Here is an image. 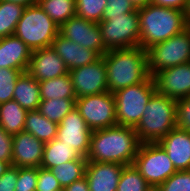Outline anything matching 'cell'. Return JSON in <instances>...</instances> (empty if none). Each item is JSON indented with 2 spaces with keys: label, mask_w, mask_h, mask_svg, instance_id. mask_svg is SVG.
Here are the masks:
<instances>
[{
  "label": "cell",
  "mask_w": 190,
  "mask_h": 191,
  "mask_svg": "<svg viewBox=\"0 0 190 191\" xmlns=\"http://www.w3.org/2000/svg\"><path fill=\"white\" fill-rule=\"evenodd\" d=\"M141 142L134 128L114 125L92 131L87 161L132 165Z\"/></svg>",
  "instance_id": "1"
},
{
  "label": "cell",
  "mask_w": 190,
  "mask_h": 191,
  "mask_svg": "<svg viewBox=\"0 0 190 191\" xmlns=\"http://www.w3.org/2000/svg\"><path fill=\"white\" fill-rule=\"evenodd\" d=\"M102 57L107 70L108 91L111 93L150 77L147 50L140 46L108 50Z\"/></svg>",
  "instance_id": "2"
},
{
  "label": "cell",
  "mask_w": 190,
  "mask_h": 191,
  "mask_svg": "<svg viewBox=\"0 0 190 191\" xmlns=\"http://www.w3.org/2000/svg\"><path fill=\"white\" fill-rule=\"evenodd\" d=\"M139 16V46L147 50L154 44L166 41L188 26L185 11L148 4L137 8Z\"/></svg>",
  "instance_id": "3"
},
{
  "label": "cell",
  "mask_w": 190,
  "mask_h": 191,
  "mask_svg": "<svg viewBox=\"0 0 190 191\" xmlns=\"http://www.w3.org/2000/svg\"><path fill=\"white\" fill-rule=\"evenodd\" d=\"M176 127V100L155 92L134 128L141 143H156Z\"/></svg>",
  "instance_id": "4"
},
{
  "label": "cell",
  "mask_w": 190,
  "mask_h": 191,
  "mask_svg": "<svg viewBox=\"0 0 190 191\" xmlns=\"http://www.w3.org/2000/svg\"><path fill=\"white\" fill-rule=\"evenodd\" d=\"M58 34L59 27L38 3L24 9L14 33L31 51L51 47Z\"/></svg>",
  "instance_id": "5"
},
{
  "label": "cell",
  "mask_w": 190,
  "mask_h": 191,
  "mask_svg": "<svg viewBox=\"0 0 190 191\" xmlns=\"http://www.w3.org/2000/svg\"><path fill=\"white\" fill-rule=\"evenodd\" d=\"M155 92L156 87L151 76L144 82L114 92L117 124L135 128Z\"/></svg>",
  "instance_id": "6"
},
{
  "label": "cell",
  "mask_w": 190,
  "mask_h": 191,
  "mask_svg": "<svg viewBox=\"0 0 190 191\" xmlns=\"http://www.w3.org/2000/svg\"><path fill=\"white\" fill-rule=\"evenodd\" d=\"M148 70L156 72L190 62V27L147 49Z\"/></svg>",
  "instance_id": "7"
},
{
  "label": "cell",
  "mask_w": 190,
  "mask_h": 191,
  "mask_svg": "<svg viewBox=\"0 0 190 191\" xmlns=\"http://www.w3.org/2000/svg\"><path fill=\"white\" fill-rule=\"evenodd\" d=\"M133 165L149 186H160L177 172L167 152L158 143H141Z\"/></svg>",
  "instance_id": "8"
},
{
  "label": "cell",
  "mask_w": 190,
  "mask_h": 191,
  "mask_svg": "<svg viewBox=\"0 0 190 191\" xmlns=\"http://www.w3.org/2000/svg\"><path fill=\"white\" fill-rule=\"evenodd\" d=\"M102 42L107 50L139 46L140 30L137 8L123 15L112 16L98 23Z\"/></svg>",
  "instance_id": "9"
},
{
  "label": "cell",
  "mask_w": 190,
  "mask_h": 191,
  "mask_svg": "<svg viewBox=\"0 0 190 191\" xmlns=\"http://www.w3.org/2000/svg\"><path fill=\"white\" fill-rule=\"evenodd\" d=\"M76 108L92 131L117 125L115 97L109 91L77 98Z\"/></svg>",
  "instance_id": "10"
},
{
  "label": "cell",
  "mask_w": 190,
  "mask_h": 191,
  "mask_svg": "<svg viewBox=\"0 0 190 191\" xmlns=\"http://www.w3.org/2000/svg\"><path fill=\"white\" fill-rule=\"evenodd\" d=\"M59 34L83 48L96 51L101 57L108 52L102 42L100 26L96 22L74 16L59 27Z\"/></svg>",
  "instance_id": "11"
},
{
  "label": "cell",
  "mask_w": 190,
  "mask_h": 191,
  "mask_svg": "<svg viewBox=\"0 0 190 191\" xmlns=\"http://www.w3.org/2000/svg\"><path fill=\"white\" fill-rule=\"evenodd\" d=\"M77 98L108 91L107 70L101 57L96 62L69 71Z\"/></svg>",
  "instance_id": "12"
},
{
  "label": "cell",
  "mask_w": 190,
  "mask_h": 191,
  "mask_svg": "<svg viewBox=\"0 0 190 191\" xmlns=\"http://www.w3.org/2000/svg\"><path fill=\"white\" fill-rule=\"evenodd\" d=\"M92 130L75 107L58 124L57 138L72 146L82 157H87Z\"/></svg>",
  "instance_id": "13"
},
{
  "label": "cell",
  "mask_w": 190,
  "mask_h": 191,
  "mask_svg": "<svg viewBox=\"0 0 190 191\" xmlns=\"http://www.w3.org/2000/svg\"><path fill=\"white\" fill-rule=\"evenodd\" d=\"M152 77L157 93L175 100L190 96V62L156 72Z\"/></svg>",
  "instance_id": "14"
},
{
  "label": "cell",
  "mask_w": 190,
  "mask_h": 191,
  "mask_svg": "<svg viewBox=\"0 0 190 191\" xmlns=\"http://www.w3.org/2000/svg\"><path fill=\"white\" fill-rule=\"evenodd\" d=\"M44 143L25 131L12 136L11 166L39 168L43 159Z\"/></svg>",
  "instance_id": "15"
},
{
  "label": "cell",
  "mask_w": 190,
  "mask_h": 191,
  "mask_svg": "<svg viewBox=\"0 0 190 191\" xmlns=\"http://www.w3.org/2000/svg\"><path fill=\"white\" fill-rule=\"evenodd\" d=\"M27 72L40 82L68 74L69 70L51 46L31 52Z\"/></svg>",
  "instance_id": "16"
},
{
  "label": "cell",
  "mask_w": 190,
  "mask_h": 191,
  "mask_svg": "<svg viewBox=\"0 0 190 191\" xmlns=\"http://www.w3.org/2000/svg\"><path fill=\"white\" fill-rule=\"evenodd\" d=\"M123 168L119 163L87 161L85 177L89 191H117Z\"/></svg>",
  "instance_id": "17"
},
{
  "label": "cell",
  "mask_w": 190,
  "mask_h": 191,
  "mask_svg": "<svg viewBox=\"0 0 190 191\" xmlns=\"http://www.w3.org/2000/svg\"><path fill=\"white\" fill-rule=\"evenodd\" d=\"M177 171L190 170V132L177 126L158 142Z\"/></svg>",
  "instance_id": "18"
},
{
  "label": "cell",
  "mask_w": 190,
  "mask_h": 191,
  "mask_svg": "<svg viewBox=\"0 0 190 191\" xmlns=\"http://www.w3.org/2000/svg\"><path fill=\"white\" fill-rule=\"evenodd\" d=\"M52 48L63 60L69 71L80 66L92 64L101 58L96 51L83 48L60 34L55 37Z\"/></svg>",
  "instance_id": "19"
},
{
  "label": "cell",
  "mask_w": 190,
  "mask_h": 191,
  "mask_svg": "<svg viewBox=\"0 0 190 191\" xmlns=\"http://www.w3.org/2000/svg\"><path fill=\"white\" fill-rule=\"evenodd\" d=\"M31 52L27 45L15 35L0 38V68L26 72Z\"/></svg>",
  "instance_id": "20"
},
{
  "label": "cell",
  "mask_w": 190,
  "mask_h": 191,
  "mask_svg": "<svg viewBox=\"0 0 190 191\" xmlns=\"http://www.w3.org/2000/svg\"><path fill=\"white\" fill-rule=\"evenodd\" d=\"M13 100L27 111L38 110L41 102L39 82L27 71L16 80Z\"/></svg>",
  "instance_id": "21"
},
{
  "label": "cell",
  "mask_w": 190,
  "mask_h": 191,
  "mask_svg": "<svg viewBox=\"0 0 190 191\" xmlns=\"http://www.w3.org/2000/svg\"><path fill=\"white\" fill-rule=\"evenodd\" d=\"M81 157L72 146L64 144L63 141L55 137L44 144L43 159L40 167L50 169L68 161L78 160Z\"/></svg>",
  "instance_id": "22"
},
{
  "label": "cell",
  "mask_w": 190,
  "mask_h": 191,
  "mask_svg": "<svg viewBox=\"0 0 190 191\" xmlns=\"http://www.w3.org/2000/svg\"><path fill=\"white\" fill-rule=\"evenodd\" d=\"M23 131L31 133L45 144L57 137L58 124L47 119L38 110H32L26 114Z\"/></svg>",
  "instance_id": "23"
},
{
  "label": "cell",
  "mask_w": 190,
  "mask_h": 191,
  "mask_svg": "<svg viewBox=\"0 0 190 191\" xmlns=\"http://www.w3.org/2000/svg\"><path fill=\"white\" fill-rule=\"evenodd\" d=\"M27 110L15 100L0 104V127L11 136L24 130Z\"/></svg>",
  "instance_id": "24"
},
{
  "label": "cell",
  "mask_w": 190,
  "mask_h": 191,
  "mask_svg": "<svg viewBox=\"0 0 190 191\" xmlns=\"http://www.w3.org/2000/svg\"><path fill=\"white\" fill-rule=\"evenodd\" d=\"M41 101L50 99H77L69 73L39 82Z\"/></svg>",
  "instance_id": "25"
},
{
  "label": "cell",
  "mask_w": 190,
  "mask_h": 191,
  "mask_svg": "<svg viewBox=\"0 0 190 191\" xmlns=\"http://www.w3.org/2000/svg\"><path fill=\"white\" fill-rule=\"evenodd\" d=\"M38 5L58 27L76 16V0H38Z\"/></svg>",
  "instance_id": "26"
},
{
  "label": "cell",
  "mask_w": 190,
  "mask_h": 191,
  "mask_svg": "<svg viewBox=\"0 0 190 191\" xmlns=\"http://www.w3.org/2000/svg\"><path fill=\"white\" fill-rule=\"evenodd\" d=\"M86 164L87 159L85 157H81L78 160H72L57 165L50 168V170L59 181L61 187L64 189L74 181H77L85 176Z\"/></svg>",
  "instance_id": "27"
},
{
  "label": "cell",
  "mask_w": 190,
  "mask_h": 191,
  "mask_svg": "<svg viewBox=\"0 0 190 191\" xmlns=\"http://www.w3.org/2000/svg\"><path fill=\"white\" fill-rule=\"evenodd\" d=\"M25 7L0 0V38L14 35Z\"/></svg>",
  "instance_id": "28"
},
{
  "label": "cell",
  "mask_w": 190,
  "mask_h": 191,
  "mask_svg": "<svg viewBox=\"0 0 190 191\" xmlns=\"http://www.w3.org/2000/svg\"><path fill=\"white\" fill-rule=\"evenodd\" d=\"M76 107V99H50L41 101L38 111L50 121L59 124Z\"/></svg>",
  "instance_id": "29"
},
{
  "label": "cell",
  "mask_w": 190,
  "mask_h": 191,
  "mask_svg": "<svg viewBox=\"0 0 190 191\" xmlns=\"http://www.w3.org/2000/svg\"><path fill=\"white\" fill-rule=\"evenodd\" d=\"M148 187V183L133 164L124 166L117 191H145Z\"/></svg>",
  "instance_id": "30"
},
{
  "label": "cell",
  "mask_w": 190,
  "mask_h": 191,
  "mask_svg": "<svg viewBox=\"0 0 190 191\" xmlns=\"http://www.w3.org/2000/svg\"><path fill=\"white\" fill-rule=\"evenodd\" d=\"M107 5V0H76V16L99 23Z\"/></svg>",
  "instance_id": "31"
},
{
  "label": "cell",
  "mask_w": 190,
  "mask_h": 191,
  "mask_svg": "<svg viewBox=\"0 0 190 191\" xmlns=\"http://www.w3.org/2000/svg\"><path fill=\"white\" fill-rule=\"evenodd\" d=\"M21 73V70L0 68V104L13 100L16 80Z\"/></svg>",
  "instance_id": "32"
},
{
  "label": "cell",
  "mask_w": 190,
  "mask_h": 191,
  "mask_svg": "<svg viewBox=\"0 0 190 191\" xmlns=\"http://www.w3.org/2000/svg\"><path fill=\"white\" fill-rule=\"evenodd\" d=\"M159 187L162 191H190V170L175 172Z\"/></svg>",
  "instance_id": "33"
},
{
  "label": "cell",
  "mask_w": 190,
  "mask_h": 191,
  "mask_svg": "<svg viewBox=\"0 0 190 191\" xmlns=\"http://www.w3.org/2000/svg\"><path fill=\"white\" fill-rule=\"evenodd\" d=\"M38 168H18L15 191H36Z\"/></svg>",
  "instance_id": "34"
},
{
  "label": "cell",
  "mask_w": 190,
  "mask_h": 191,
  "mask_svg": "<svg viewBox=\"0 0 190 191\" xmlns=\"http://www.w3.org/2000/svg\"><path fill=\"white\" fill-rule=\"evenodd\" d=\"M56 190H63L57 178L54 176L50 169L39 167L36 191Z\"/></svg>",
  "instance_id": "35"
},
{
  "label": "cell",
  "mask_w": 190,
  "mask_h": 191,
  "mask_svg": "<svg viewBox=\"0 0 190 191\" xmlns=\"http://www.w3.org/2000/svg\"><path fill=\"white\" fill-rule=\"evenodd\" d=\"M136 8L130 0H107V5L104 10L102 20H108L112 16L131 13Z\"/></svg>",
  "instance_id": "36"
},
{
  "label": "cell",
  "mask_w": 190,
  "mask_h": 191,
  "mask_svg": "<svg viewBox=\"0 0 190 191\" xmlns=\"http://www.w3.org/2000/svg\"><path fill=\"white\" fill-rule=\"evenodd\" d=\"M176 126L190 132V96L176 100Z\"/></svg>",
  "instance_id": "37"
},
{
  "label": "cell",
  "mask_w": 190,
  "mask_h": 191,
  "mask_svg": "<svg viewBox=\"0 0 190 191\" xmlns=\"http://www.w3.org/2000/svg\"><path fill=\"white\" fill-rule=\"evenodd\" d=\"M0 161L12 162V136L0 127Z\"/></svg>",
  "instance_id": "38"
},
{
  "label": "cell",
  "mask_w": 190,
  "mask_h": 191,
  "mask_svg": "<svg viewBox=\"0 0 190 191\" xmlns=\"http://www.w3.org/2000/svg\"><path fill=\"white\" fill-rule=\"evenodd\" d=\"M18 167L10 166L0 177V191H15Z\"/></svg>",
  "instance_id": "39"
},
{
  "label": "cell",
  "mask_w": 190,
  "mask_h": 191,
  "mask_svg": "<svg viewBox=\"0 0 190 191\" xmlns=\"http://www.w3.org/2000/svg\"><path fill=\"white\" fill-rule=\"evenodd\" d=\"M188 0H152V4L185 11Z\"/></svg>",
  "instance_id": "40"
},
{
  "label": "cell",
  "mask_w": 190,
  "mask_h": 191,
  "mask_svg": "<svg viewBox=\"0 0 190 191\" xmlns=\"http://www.w3.org/2000/svg\"><path fill=\"white\" fill-rule=\"evenodd\" d=\"M64 191H89V186L86 177L74 181L63 189Z\"/></svg>",
  "instance_id": "41"
},
{
  "label": "cell",
  "mask_w": 190,
  "mask_h": 191,
  "mask_svg": "<svg viewBox=\"0 0 190 191\" xmlns=\"http://www.w3.org/2000/svg\"><path fill=\"white\" fill-rule=\"evenodd\" d=\"M4 1L19 4V5H21V6L25 7V8L38 3V0H4Z\"/></svg>",
  "instance_id": "42"
},
{
  "label": "cell",
  "mask_w": 190,
  "mask_h": 191,
  "mask_svg": "<svg viewBox=\"0 0 190 191\" xmlns=\"http://www.w3.org/2000/svg\"><path fill=\"white\" fill-rule=\"evenodd\" d=\"M135 8L147 6L152 3V0H130Z\"/></svg>",
  "instance_id": "43"
},
{
  "label": "cell",
  "mask_w": 190,
  "mask_h": 191,
  "mask_svg": "<svg viewBox=\"0 0 190 191\" xmlns=\"http://www.w3.org/2000/svg\"><path fill=\"white\" fill-rule=\"evenodd\" d=\"M10 166L11 164L9 162L0 161V177L8 170Z\"/></svg>",
  "instance_id": "44"
},
{
  "label": "cell",
  "mask_w": 190,
  "mask_h": 191,
  "mask_svg": "<svg viewBox=\"0 0 190 191\" xmlns=\"http://www.w3.org/2000/svg\"><path fill=\"white\" fill-rule=\"evenodd\" d=\"M185 20L188 27H190V0H188L186 9H185Z\"/></svg>",
  "instance_id": "45"
},
{
  "label": "cell",
  "mask_w": 190,
  "mask_h": 191,
  "mask_svg": "<svg viewBox=\"0 0 190 191\" xmlns=\"http://www.w3.org/2000/svg\"><path fill=\"white\" fill-rule=\"evenodd\" d=\"M145 191H162L159 186H149Z\"/></svg>",
  "instance_id": "46"
}]
</instances>
